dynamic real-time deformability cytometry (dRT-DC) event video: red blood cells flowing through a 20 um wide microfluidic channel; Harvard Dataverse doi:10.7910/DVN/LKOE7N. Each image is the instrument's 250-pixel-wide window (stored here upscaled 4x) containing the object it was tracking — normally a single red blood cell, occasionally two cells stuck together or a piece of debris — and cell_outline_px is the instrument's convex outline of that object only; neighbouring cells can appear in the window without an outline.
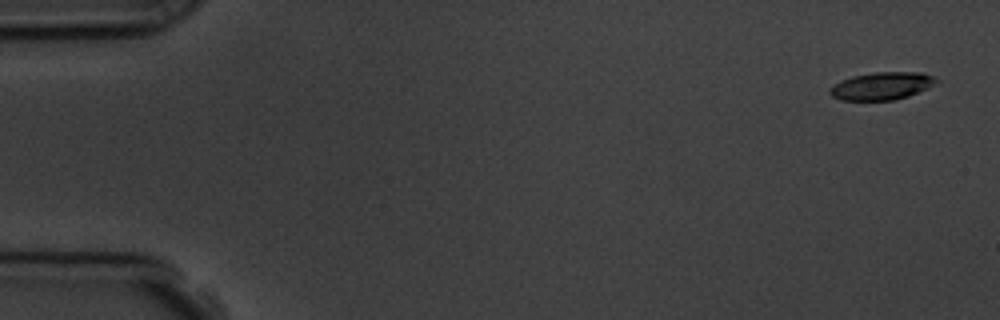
{"species": "common noctule bat (a hibernating species)", "species_latin": "Nyctalus noctula", "temperature_condition": "room temperature", "stored_images_in_passage": 4, "camera_frame_rate_fps": 3000, "um_per_image_px": 0.085, "animal": {"sex": "male", "body_mass_g": 19.5, "forearm_length_mm": 54.6}, "frame": {"image": 1, "passage_image": 1, "time_ms": 0.0, "image_size_px": [1000, 320], "cell_outline_px": [[940, 80], [928, 88], [908, 96], [896, 100], [840, 100], [832, 96], [828, 92], [828, 88], [832, 84], [840, 80], [852, 76], [876, 72], [920, 72], [932, 76]], "centroid_in_image_um": [74.91, 7.31], "position_along_channel_um": 10.1, "area_um2": 17.28}}
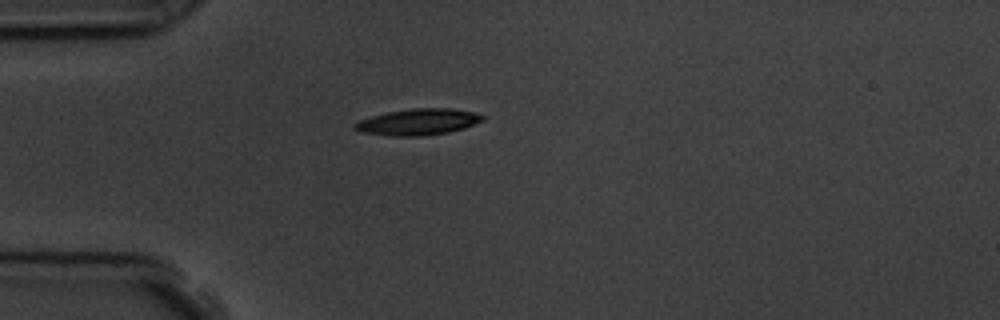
{"frame": {"image": 2, "passage_image": 4, "time_ms": 4.333, "image_size_px": [1000, 320], "cell_outline_px": [[484, 120], [464, 128], [448, 132], [420, 136], [392, 136], [360, 132], [352, 128], [352, 124], [360, 120], [372, 116], [388, 112], [412, 108], [452, 108], [476, 112], [484, 116]], "centroid_in_image_um": [35.53, 10.36], "position_along_channel_um": 49.5, "area_um2": 19.65}}